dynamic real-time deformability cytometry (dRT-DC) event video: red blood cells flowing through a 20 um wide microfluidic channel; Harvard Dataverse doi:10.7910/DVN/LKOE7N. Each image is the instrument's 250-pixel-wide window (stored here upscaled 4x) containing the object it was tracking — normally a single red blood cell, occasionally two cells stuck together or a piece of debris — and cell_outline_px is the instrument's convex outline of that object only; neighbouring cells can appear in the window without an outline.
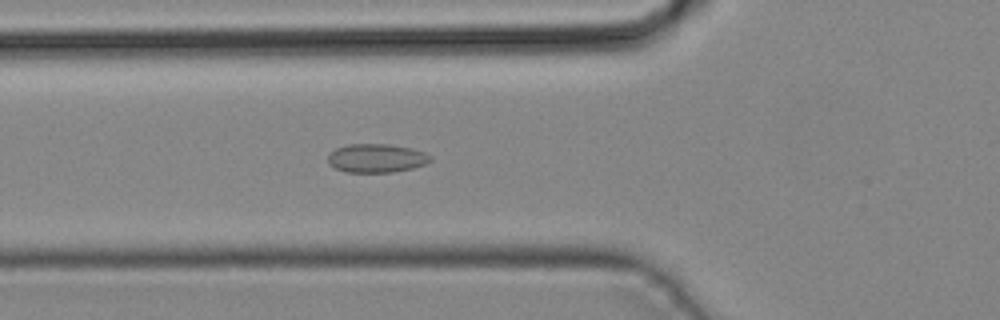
{"species": "common noctule bat (a hibernating species)", "species_latin": "Nyctalus noctula", "temperature_condition": "cold", "stored_images_in_passage": 41, "camera_frame_rate_fps": 3000, "um_per_image_px": 0.085, "animal": {"sex": "male", "body_mass_g": 19.2, "forearm_length_mm": 51.8}, "frame": {"image": 1, "passage_image": 14, "time_ms": 4.333, "image_size_px": [1000, 320], "cell_outline_px": [[432, 160], [424, 164], [412, 168], [392, 172], [344, 172], [328, 164], [328, 152], [336, 148], [348, 144], [388, 144], [412, 148], [424, 152], [432, 156]], "centroid_in_image_um": [31.97, 13.44], "position_along_channel_um": 93.8, "area_um2": 17.22}}
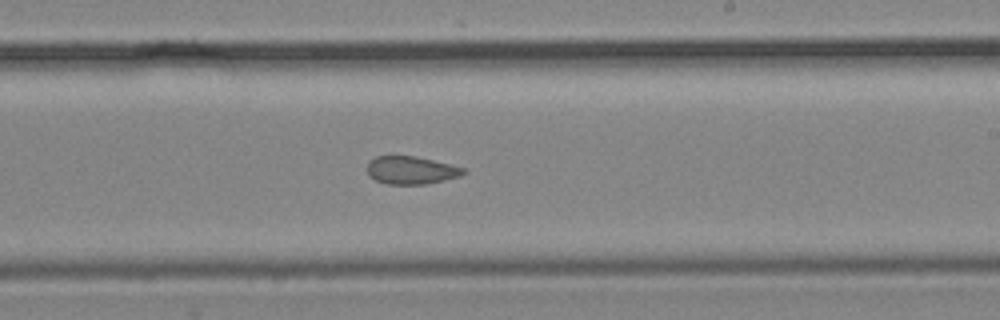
{"frame": {"image": 2, "passage_image": 24, "time_ms": 7.667, "image_size_px": [1000, 320], "cell_outline_px": [[468, 172], [460, 176], [444, 180], [424, 184], [388, 184], [376, 180], [368, 176], [368, 160], [376, 156], [416, 156], [464, 168]], "centroid_in_image_um": [34.93, 14.46], "position_along_channel_um": 254.1, "area_um2": 15.55}}
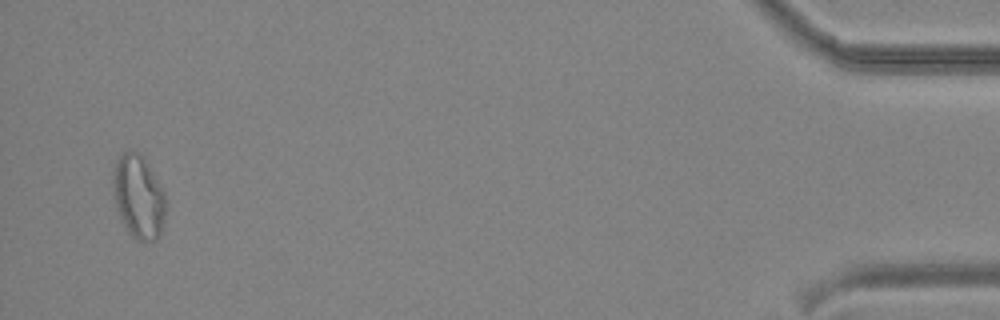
{"frame": {"image": 3, "passage_image": 40, "time_ms": 13.0, "image_size_px": [1000, 320], "cell_outline_px": [[164, 216], [160, 232], [156, 240], [136, 240], [128, 232], [120, 216], [112, 192], [112, 176], [116, 160], [124, 152], [140, 152], [144, 156], [164, 192]], "centroid_in_image_um": [11.74, 16.69], "position_along_channel_um": 423.5, "area_um2": 25.32}}